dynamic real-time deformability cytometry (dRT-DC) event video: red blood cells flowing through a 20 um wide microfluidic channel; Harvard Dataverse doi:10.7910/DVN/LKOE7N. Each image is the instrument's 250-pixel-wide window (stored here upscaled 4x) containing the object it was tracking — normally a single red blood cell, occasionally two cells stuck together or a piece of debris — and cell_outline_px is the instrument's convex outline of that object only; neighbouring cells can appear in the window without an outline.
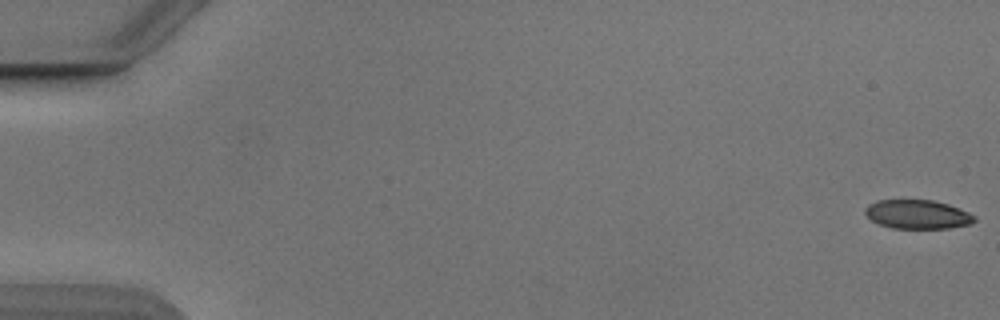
{"species": "Egyptian fruit bat (a non-hibernating species)", "species_latin": "Rousettus aegyptiacus", "temperature_condition": "cold", "stored_images_in_passage": 6, "camera_frame_rate_fps": 3000, "um_per_image_px": 0.085, "animal": {"sex": "male"}, "frame": {"image": 1, "passage_image": 1, "time_ms": 0.0, "image_size_px": [1000, 320], "cell_outline_px": [[976, 220], [968, 224], [948, 228], [892, 228], [880, 224], [872, 220], [864, 212], [864, 208], [868, 204], [876, 200], [932, 200], [948, 204], [968, 212], [976, 216]], "centroid_in_image_um": [77.97, 18.21], "position_along_channel_um": 7.0, "area_um2": 18.32}}